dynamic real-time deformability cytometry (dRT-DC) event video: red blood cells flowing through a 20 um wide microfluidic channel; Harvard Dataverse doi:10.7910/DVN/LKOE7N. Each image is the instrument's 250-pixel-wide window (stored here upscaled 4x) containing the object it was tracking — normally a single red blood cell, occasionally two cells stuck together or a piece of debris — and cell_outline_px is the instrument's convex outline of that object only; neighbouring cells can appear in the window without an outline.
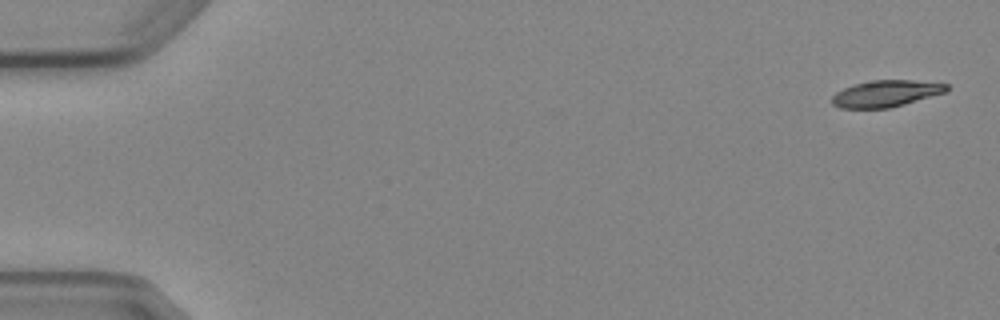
{"species": "Egyptian fruit bat (a non-hibernating species)", "species_latin": "Rousettus aegyptiacus", "temperature_condition": "cold", "stored_images_in_passage": 5, "camera_frame_rate_fps": 3000, "um_per_image_px": 0.085, "animal": {"sex": "female"}, "frame": {"image": 1, "passage_image": 1, "time_ms": 0.0, "image_size_px": [1000, 320], "cell_outline_px": [[948, 92], [904, 104], [888, 108], [840, 108], [832, 104], [832, 96], [836, 92], [844, 88], [856, 84], [872, 80], [912, 80], [948, 84]], "centroid_in_image_um": [75.32, 7.95], "position_along_channel_um": 9.7, "area_um2": 17.69}}
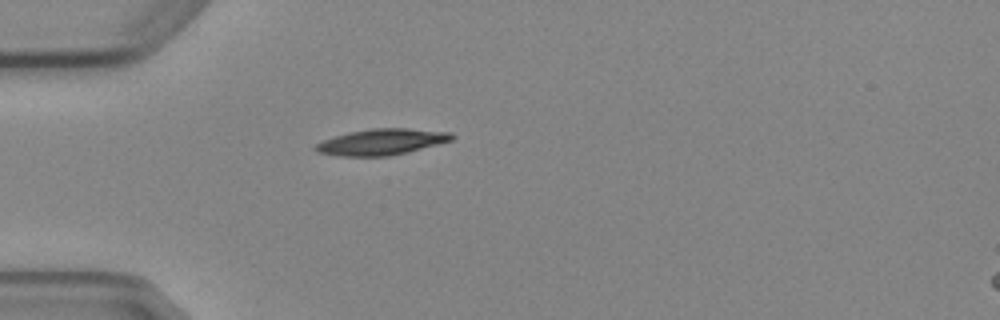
{"frame": {"image": 2, "passage_image": 5, "time_ms": 4.667, "image_size_px": [1000, 320], "cell_outline_px": [[456, 136], [452, 140], [408, 152], [388, 156], [340, 156], [316, 152], [312, 148], [316, 144], [324, 140], [348, 132], [372, 128], [408, 128], [452, 132]], "centroid_in_image_um": [32.45, 12.06], "position_along_channel_um": 52.6, "area_um2": 20.75}}